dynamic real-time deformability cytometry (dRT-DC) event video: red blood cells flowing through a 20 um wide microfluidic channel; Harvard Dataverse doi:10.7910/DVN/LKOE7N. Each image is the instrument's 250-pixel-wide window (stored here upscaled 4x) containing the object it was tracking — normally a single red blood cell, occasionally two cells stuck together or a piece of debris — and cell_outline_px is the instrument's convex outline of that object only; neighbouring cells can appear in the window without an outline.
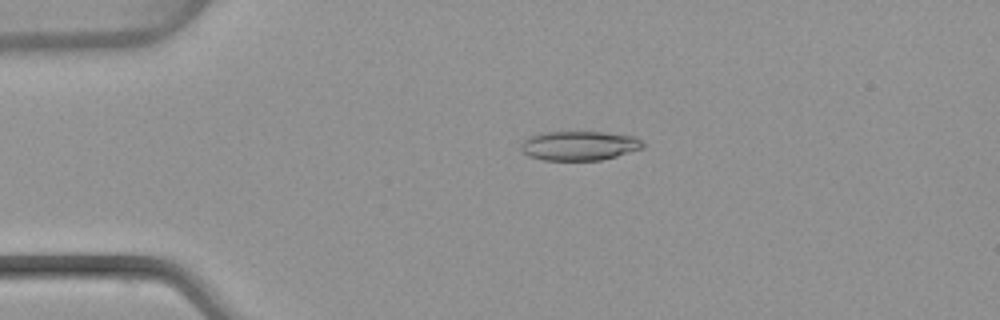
{"species": "common noctule bat (a hibernating species)", "species_latin": "Nyctalus noctula", "temperature_condition": "warm", "stored_images_in_passage": 48, "camera_frame_rate_fps": 3000, "um_per_image_px": 0.085, "animal": {"sex": "female", "body_mass_g": 22.7, "forearm_length_mm": 54.2}, "frame": {"image": 1, "passage_image": 9, "time_ms": 2.667, "image_size_px": [1000, 320], "cell_outline_px": [[644, 148], [616, 156], [600, 160], [544, 160], [528, 156], [520, 148], [520, 144], [524, 140], [532, 136], [544, 132], [604, 132], [636, 136], [644, 144]], "centroid_in_image_um": [49.25, 12.38], "position_along_channel_um": 35.7, "area_um2": 20.81}}
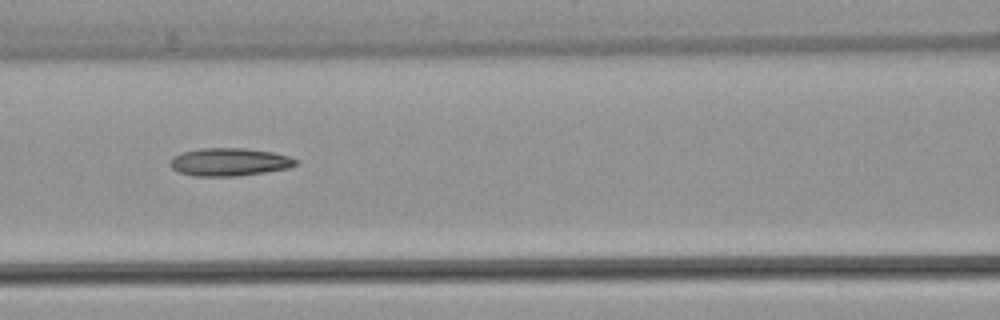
{"frame": {"image": 2, "passage_image": 20, "time_ms": 6.333, "image_size_px": [1000, 320], "cell_outline_px": [[300, 164], [288, 168], [264, 172], [236, 176], [192, 176], [180, 172], [172, 168], [168, 164], [168, 160], [172, 156], [180, 152], [200, 148], [244, 148], [272, 152], [288, 156], [300, 160]], "centroid_in_image_um": [19.47, 13.76], "position_along_channel_um": 147.1, "area_um2": 20.69}}
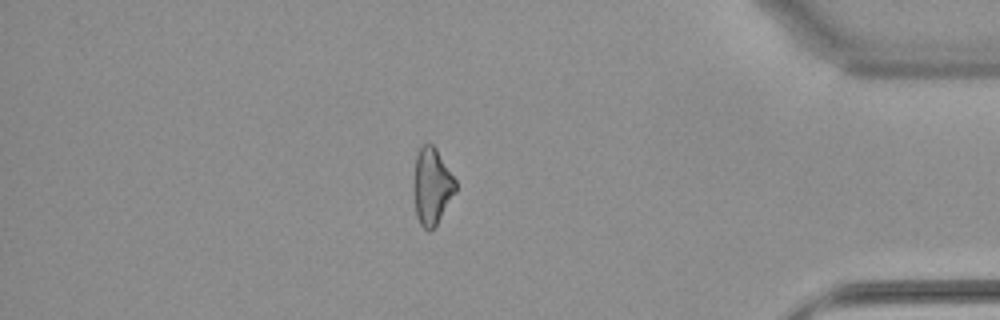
{"frame": {"image": 3, "passage_image": 41, "time_ms": 13.333, "image_size_px": [1000, 320], "cell_outline_px": [[456, 192], [436, 224], [428, 232], [420, 224], [416, 216], [412, 192], [412, 184], [416, 156], [420, 148], [424, 144], [432, 144], [436, 148], [456, 180]], "centroid_in_image_um": [36.68, 15.84], "position_along_channel_um": 398.5, "area_um2": 18.9}, "authors_computed_cell_mechanics": {"area_um2": 19.9988, "velocity_mm_per_s": 4.0894, "shape_relaxation_time_tau1_ms": null, "shape_relaxation_time_tau2_ms": 5.342, "deformation_change_tau1": null, "deformation_change_tau2": 0.1785}}